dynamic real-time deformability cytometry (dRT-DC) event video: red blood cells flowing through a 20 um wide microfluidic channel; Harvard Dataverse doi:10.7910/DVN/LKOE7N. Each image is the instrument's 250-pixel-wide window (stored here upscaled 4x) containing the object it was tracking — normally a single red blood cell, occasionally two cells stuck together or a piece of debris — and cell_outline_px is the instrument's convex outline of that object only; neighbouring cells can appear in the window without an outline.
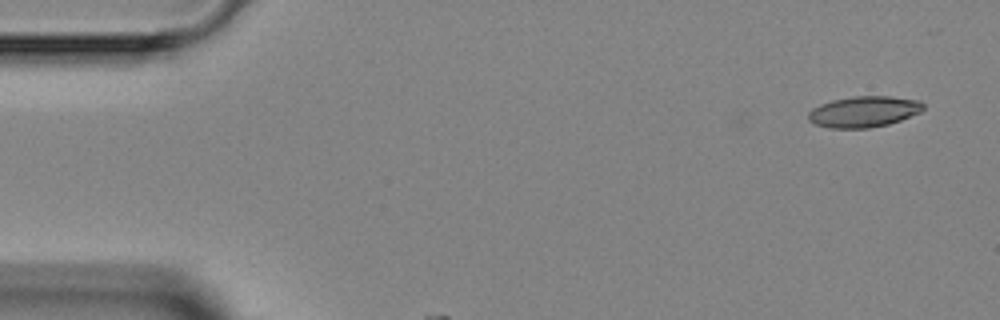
{"species": "Egyptian fruit bat (a non-hibernating species)", "species_latin": "Rousettus aegyptiacus", "temperature_condition": "room temperature", "stored_images_in_passage": 4, "camera_frame_rate_fps": 3000, "um_per_image_px": 0.085, "animal": {"sex": "female"}, "frame": {"image": 1, "passage_image": 1, "time_ms": 0.0, "image_size_px": [1000, 320], "cell_outline_px": [[924, 108], [920, 112], [900, 120], [888, 124], [868, 128], [828, 128], [816, 124], [808, 120], [808, 112], [812, 108], [820, 104], [832, 100], [856, 96], [892, 96], [920, 100], [924, 104]], "centroid_in_image_um": [73.42, 9.48], "position_along_channel_um": 11.6, "area_um2": 20.81}}
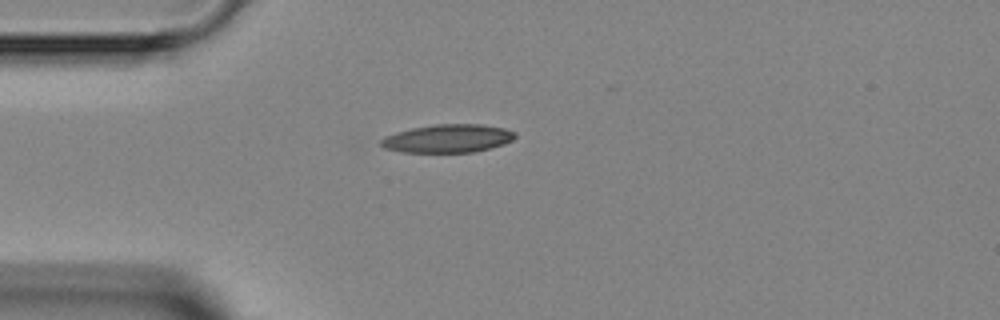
{"frame": {"image": 2, "passage_image": 3, "time_ms": 3.333, "image_size_px": [1000, 320], "cell_outline_px": [[516, 136], [512, 140], [504, 144], [472, 152], [400, 152], [384, 148], [380, 144], [380, 140], [384, 136], [396, 132], [412, 128], [436, 124], [480, 124], [504, 128], [516, 132]], "centroid_in_image_um": [38.04, 11.77], "position_along_channel_um": 47.0, "area_um2": 22.02}}